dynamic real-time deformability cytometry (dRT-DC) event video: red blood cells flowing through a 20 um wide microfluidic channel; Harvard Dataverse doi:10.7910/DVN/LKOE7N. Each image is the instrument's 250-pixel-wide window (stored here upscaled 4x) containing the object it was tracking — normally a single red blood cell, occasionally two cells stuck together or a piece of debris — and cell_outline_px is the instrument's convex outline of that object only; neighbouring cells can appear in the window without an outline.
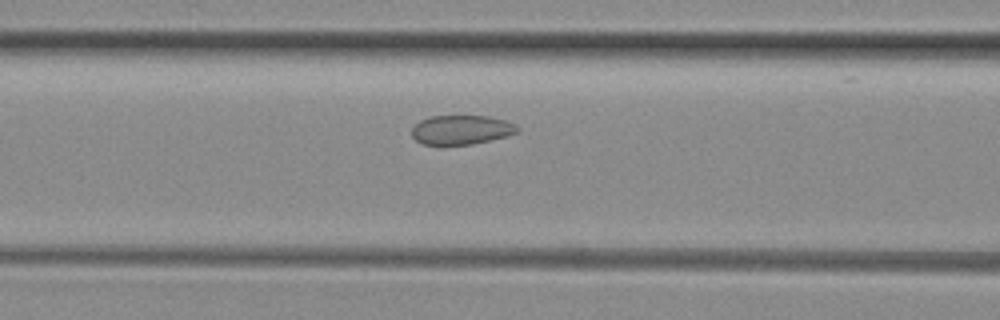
{"species": "common noctule bat (a hibernating species)", "species_latin": "Nyctalus noctula", "temperature_condition": "room temperature", "stored_images_in_passage": 31, "camera_frame_rate_fps": 3000, "um_per_image_px": 0.085, "animal": {"sex": "female", "body_mass_g": 29.2, "forearm_length_mm": 56.3}, "frame": {"image": 1, "passage_image": 8, "time_ms": 2.333, "image_size_px": [1000, 320], "cell_outline_px": [[520, 128], [516, 132], [508, 136], [472, 144], [424, 144], [416, 140], [412, 136], [412, 128], [420, 120], [428, 116], [488, 116], [504, 120], [516, 124]], "centroid_in_image_um": [39.22, 11.02], "position_along_channel_um": 127.4, "area_um2": 17.92}}
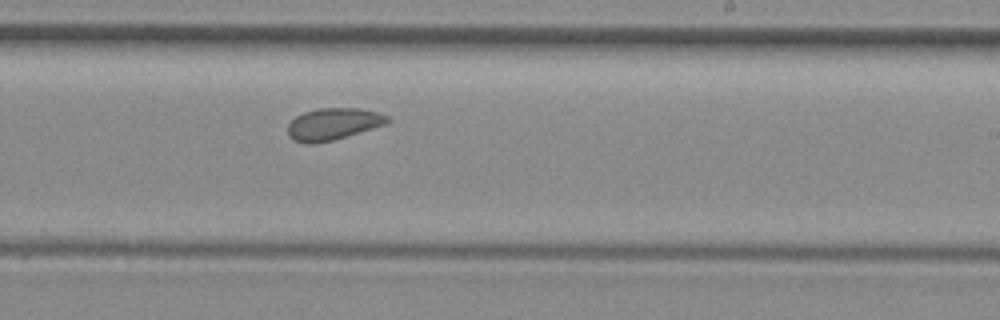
{"frame": {"image": 2, "passage_image": 18, "time_ms": 5.667, "image_size_px": [1000, 320], "cell_outline_px": [[392, 120], [388, 124], [332, 140], [312, 144], [304, 144], [292, 140], [288, 136], [288, 124], [296, 116], [304, 112], [320, 108], [356, 108], [376, 112], [388, 116]], "centroid_in_image_um": [28.31, 10.55], "position_along_channel_um": 260.7, "area_um2": 18.55}}
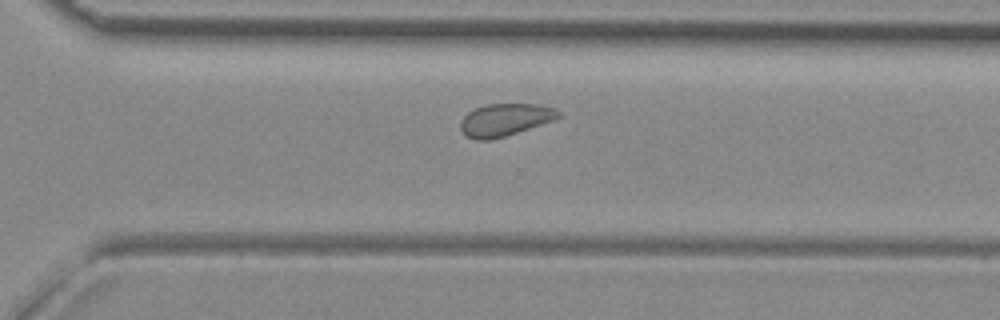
{"frame": {"image": 3, "passage_image": 23, "time_ms": 7.333, "image_size_px": [1000, 320], "cell_outline_px": [[564, 116], [556, 120], [492, 140], [476, 140], [468, 136], [460, 128], [460, 120], [468, 112], [476, 108], [488, 104], [536, 104], [556, 108]], "centroid_in_image_um": [42.98, 10.18], "position_along_channel_um": 327.6, "area_um2": 18.61}}